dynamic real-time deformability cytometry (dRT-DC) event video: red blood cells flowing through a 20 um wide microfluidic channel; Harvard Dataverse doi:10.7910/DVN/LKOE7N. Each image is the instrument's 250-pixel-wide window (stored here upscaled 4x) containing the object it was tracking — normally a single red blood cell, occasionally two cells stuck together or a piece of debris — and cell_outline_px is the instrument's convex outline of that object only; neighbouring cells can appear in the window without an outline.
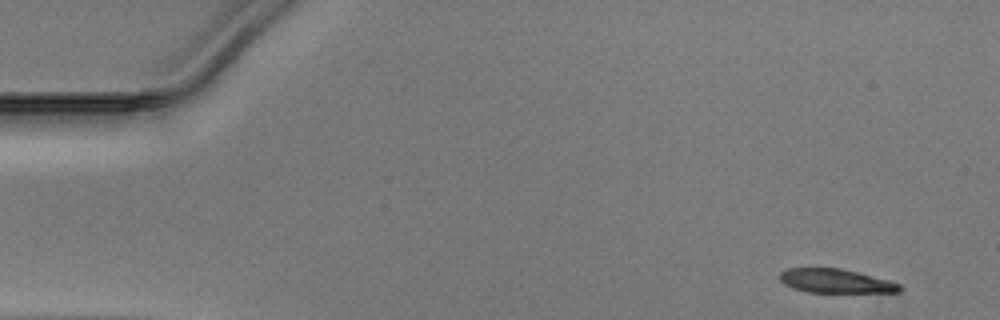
{"species": "Egyptian fruit bat (a non-hibernating species)", "species_latin": "Rousettus aegyptiacus", "temperature_condition": "warm", "stored_images_in_passage": 47, "camera_frame_rate_fps": 3000, "um_per_image_px": 0.085, "animal": {"sex": "male"}, "frame": {"image": 1, "passage_image": 1, "time_ms": 0.0, "image_size_px": [1000, 320], "cell_outline_px": [[900, 292], [808, 292], [792, 288], [784, 284], [780, 280], [780, 272], [788, 268], [840, 268], [888, 280], [900, 284]], "centroid_in_image_um": [70.98, 23.88], "position_along_channel_um": 14.0, "area_um2": 16.53}}
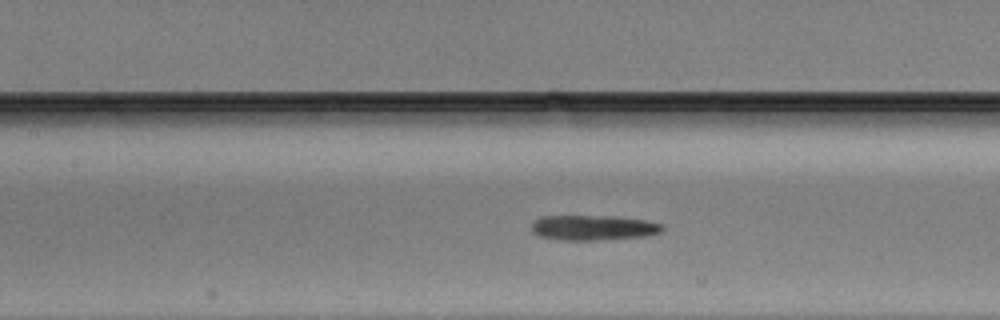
{"frame": {"image": 2, "passage_image": 20, "time_ms": 6.333, "image_size_px": [1000, 320], "cell_outline_px": [[664, 228], [660, 232], [644, 236], [596, 240], [564, 240], [540, 236], [532, 232], [532, 220], [544, 216], [616, 216], [644, 220], [664, 224]], "centroid_in_image_um": [50.42, 19.34], "position_along_channel_um": 157.0, "area_um2": 19.07}}
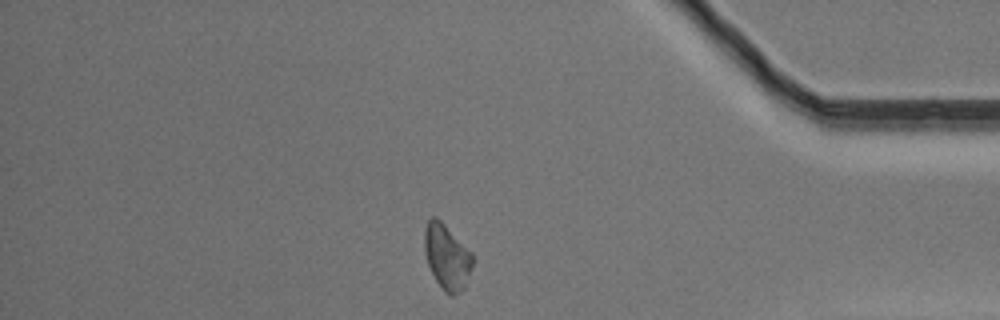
{"frame": {"image": 3, "passage_image": 40, "time_ms": 13.0, "image_size_px": [1000, 320], "cell_outline_px": [[472, 268], [464, 288], [456, 296], [452, 296], [444, 292], [440, 288], [428, 264], [424, 252], [424, 228], [428, 220], [432, 216], [436, 216], [472, 252]], "centroid_in_image_um": [37.97, 21.84], "position_along_channel_um": 397.2, "area_um2": 18.38}}